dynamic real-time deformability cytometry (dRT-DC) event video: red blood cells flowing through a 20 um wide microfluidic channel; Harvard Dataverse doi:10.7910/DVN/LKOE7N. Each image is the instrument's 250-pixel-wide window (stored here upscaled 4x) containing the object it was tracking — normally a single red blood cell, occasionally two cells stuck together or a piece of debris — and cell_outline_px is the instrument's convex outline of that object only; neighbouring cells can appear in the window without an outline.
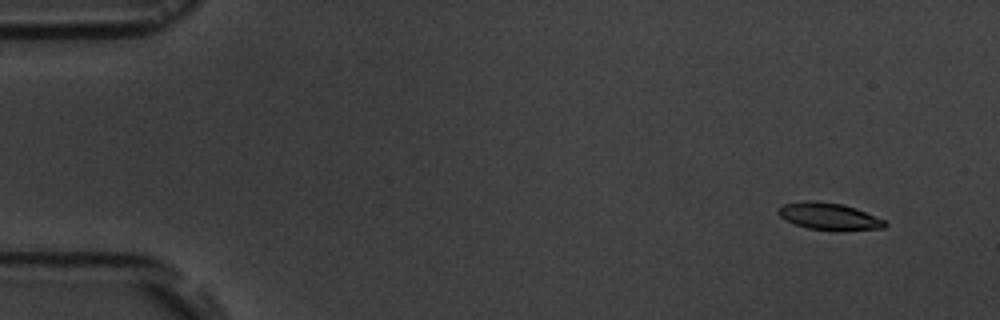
{"species": "common noctule bat (a hibernating species)", "species_latin": "Nyctalus noctula", "temperature_condition": "room temperature", "stored_images_in_passage": 9, "camera_frame_rate_fps": 3000, "um_per_image_px": 0.085, "animal": {"sex": "male", "body_mass_g": 19.5, "forearm_length_mm": 54.6}, "frame": {"image": 1, "passage_image": 1, "time_ms": 0.0, "image_size_px": [1000, 320], "cell_outline_px": [[888, 224], [884, 228], [840, 232], [836, 232], [808, 228], [784, 220], [776, 212], [784, 204], [804, 200], [816, 200], [844, 204], [856, 208], [884, 220]], "centroid_in_image_um": [70.48, 18.4], "position_along_channel_um": 14.5, "area_um2": 17.22}}
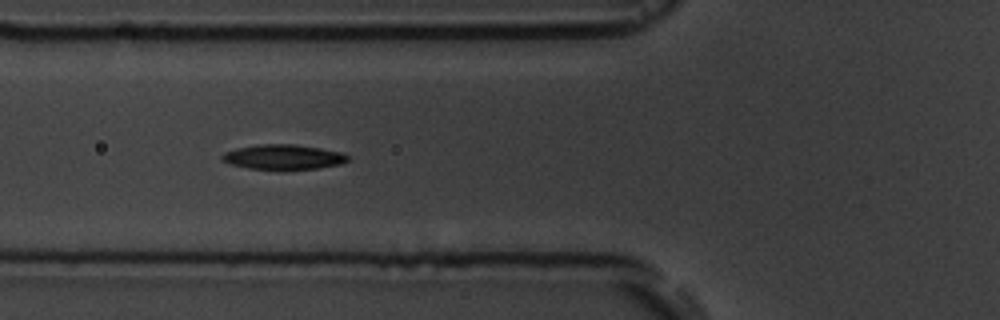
{"frame": {"image": 2, "passage_image": 6, "time_ms": 5.667, "image_size_px": [1000, 320], "cell_outline_px": [[348, 160], [340, 164], [320, 168], [248, 168], [228, 164], [220, 160], [220, 156], [224, 152], [236, 148], [260, 144], [296, 144], [344, 152], [348, 156]], "centroid_in_image_um": [24.05, 13.32], "position_along_channel_um": 101.7, "area_um2": 18.09}}
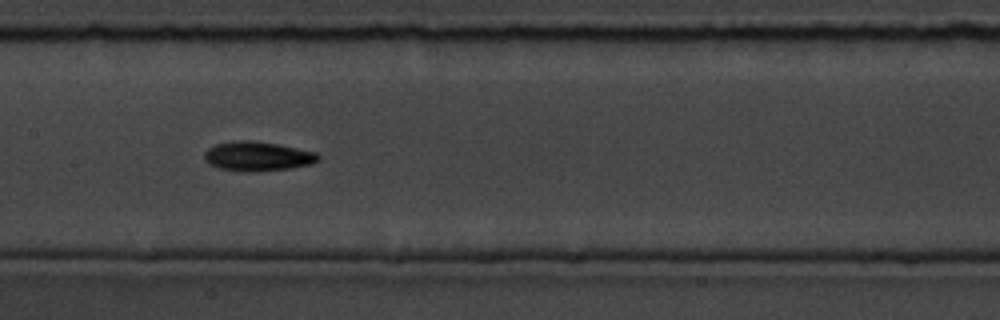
{"frame": {"image": 3, "passage_image": 8, "time_ms": 8.0, "image_size_px": [1000, 320], "cell_outline_px": [[320, 160], [312, 164], [292, 168], [256, 172], [244, 172], [220, 168], [208, 164], [204, 160], [204, 152], [208, 148], [216, 144], [240, 140], [252, 140], [276, 144], [316, 152], [320, 156]], "centroid_in_image_um": [21.89, 13.3], "position_along_channel_um": 185.5, "area_um2": 19.65}}